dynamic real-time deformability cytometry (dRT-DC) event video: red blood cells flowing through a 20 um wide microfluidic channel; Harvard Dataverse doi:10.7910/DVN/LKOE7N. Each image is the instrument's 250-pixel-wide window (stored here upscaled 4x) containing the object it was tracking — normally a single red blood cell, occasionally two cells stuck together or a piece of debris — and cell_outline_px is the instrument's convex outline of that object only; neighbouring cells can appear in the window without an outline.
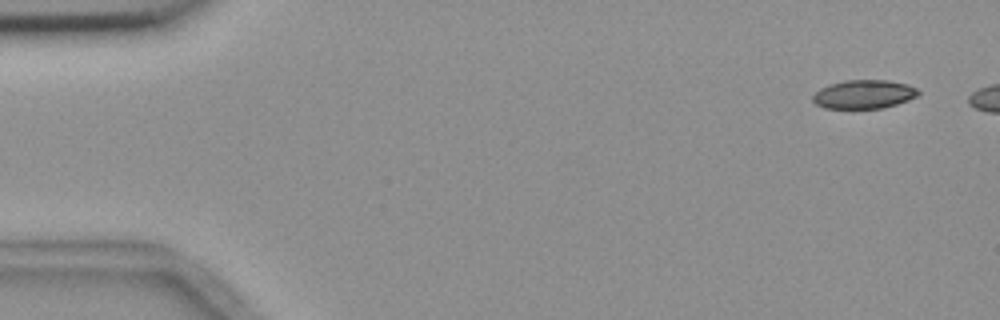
{"species": "common noctule bat (a hibernating species)", "species_latin": "Nyctalus noctula", "temperature_condition": "room temperature", "stored_images_in_passage": 9, "camera_frame_rate_fps": 3000, "um_per_image_px": 0.085, "animal": {"sex": "female", "body_mass_g": 18.4}, "frame": {"image": 1, "passage_image": 1, "time_ms": 0.0, "image_size_px": [1000, 320], "cell_outline_px": [[920, 92], [916, 96], [908, 100], [884, 108], [824, 108], [816, 104], [812, 100], [812, 96], [820, 88], [828, 84], [844, 80], [888, 80], [908, 84], [916, 88]], "centroid_in_image_um": [73.41, 8.0], "position_along_channel_um": 11.6, "area_um2": 17.69}}
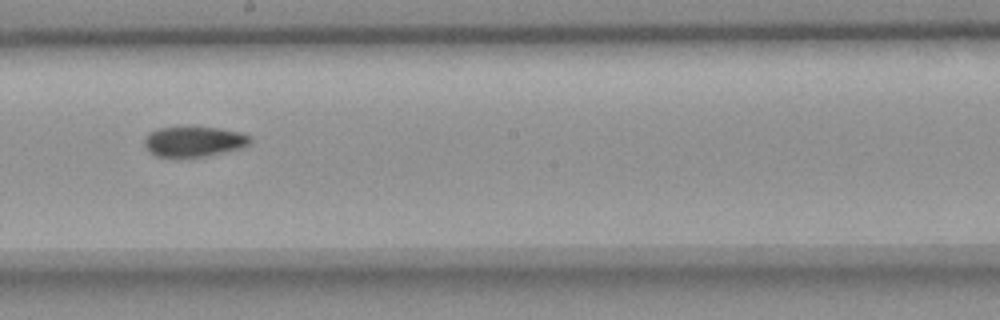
{"frame": {"image": 2, "passage_image": 7, "time_ms": 9.333, "image_size_px": [1000, 320], "cell_outline_px": [[252, 140], [244, 148], [204, 156], [156, 156], [144, 144], [144, 140], [152, 132], [160, 128], [220, 128], [240, 132], [252, 136]], "centroid_in_image_um": [16.58, 12.03], "position_along_channel_um": 231.6, "area_um2": 18.09}}
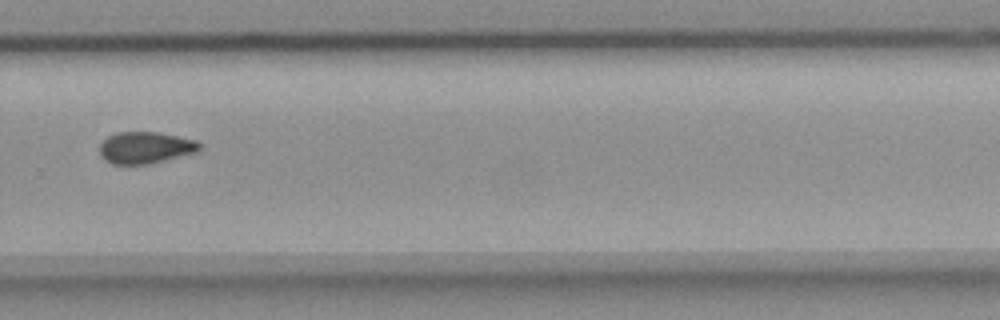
{"frame": {"image": 3, "passage_image": 9, "time_ms": 11.667, "image_size_px": [1000, 320], "cell_outline_px": [[200, 148], [196, 152], [148, 164], [112, 164], [104, 160], [100, 152], [100, 144], [108, 136], [116, 132], [160, 132], [196, 140], [200, 144]], "centroid_in_image_um": [12.34, 12.54], "position_along_channel_um": 317.5, "area_um2": 18.38}}